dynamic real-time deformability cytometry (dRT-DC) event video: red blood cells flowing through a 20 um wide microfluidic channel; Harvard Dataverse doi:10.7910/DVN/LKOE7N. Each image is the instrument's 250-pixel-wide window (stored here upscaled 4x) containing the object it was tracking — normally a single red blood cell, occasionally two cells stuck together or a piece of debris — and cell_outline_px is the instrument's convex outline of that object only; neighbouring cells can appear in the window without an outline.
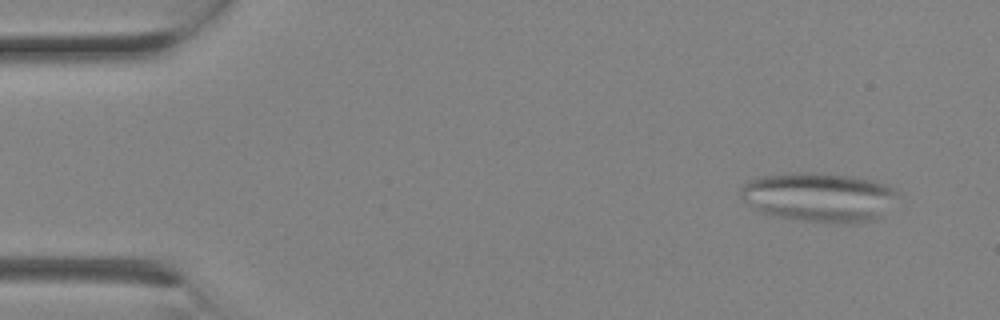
{"species": "Egyptian fruit bat (a non-hibernating species)", "species_latin": "Rousettus aegyptiacus", "temperature_condition": "room temperature", "stored_images_in_passage": 3, "camera_frame_rate_fps": 3000, "um_per_image_px": 0.085, "animal": {"sex": "female"}, "frame": {"image": 1, "passage_image": 1, "time_ms": 0.0, "image_size_px": [1000, 320], "cell_outline_px": [[896, 192], [880, 220], [852, 224], [804, 220], [780, 216], [764, 212], [756, 208], [744, 200], [740, 196], [740, 188], [748, 180], [764, 176], [784, 172], [820, 172], [856, 176], [888, 184]], "centroid_in_image_um": [69.63, 16.73], "position_along_channel_um": 15.4, "area_um2": 44.97}}